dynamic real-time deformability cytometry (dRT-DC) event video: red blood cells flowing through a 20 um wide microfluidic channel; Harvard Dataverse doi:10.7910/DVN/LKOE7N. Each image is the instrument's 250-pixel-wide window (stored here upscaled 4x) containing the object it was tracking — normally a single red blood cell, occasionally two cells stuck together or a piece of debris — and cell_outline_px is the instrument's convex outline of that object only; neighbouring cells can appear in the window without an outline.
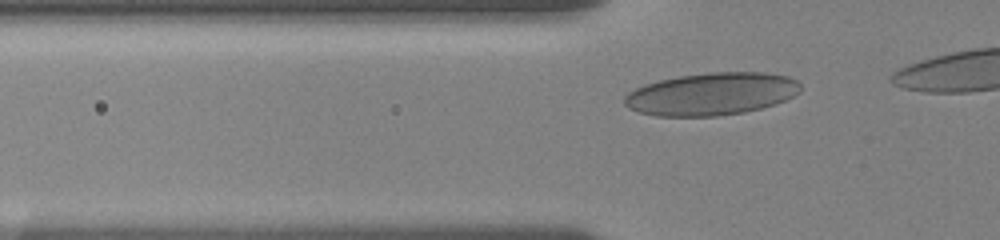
{"species": "human", "species_latin": "Homo sapiens", "temperature_condition": "room temperature", "stored_images_in_passage": 8, "camera_frame_rate_fps": 3000, "um_per_image_px": 0.085, "donor": {"sex": "female"}, "frame": {"image": 1, "passage_image": 3, "time_ms": 0.667, "image_size_px": [1000, 240], "cell_outline_px": [[800, 92], [776, 104], [744, 112], [716, 116], [656, 116], [640, 112], [628, 108], [624, 104], [624, 96], [628, 92], [644, 84], [660, 80], [680, 76], [712, 72], [764, 72], [788, 76], [796, 80], [800, 84]], "centroid_in_image_um": [60.47, 7.98], "position_along_channel_um": 65.3, "area_um2": 43.58}}
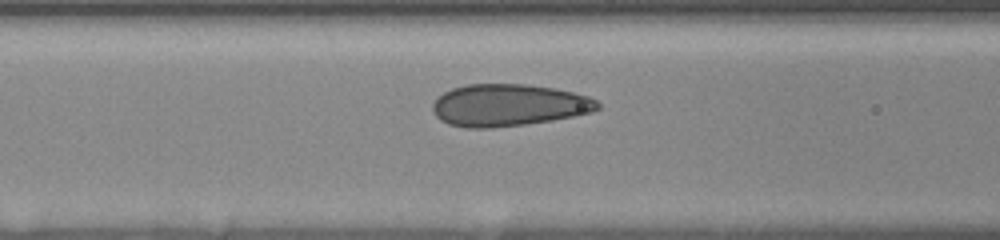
{"frame": {"image": 2, "passage_image": 6, "time_ms": 2.333, "image_size_px": [1000, 240], "cell_outline_px": [[600, 108], [592, 112], [576, 116], [552, 120], [524, 124], [488, 128], [464, 128], [448, 124], [440, 120], [436, 116], [432, 108], [432, 104], [444, 92], [452, 88], [468, 84], [524, 84], [556, 88], [588, 96], [596, 100], [600, 104]], "centroid_in_image_um": [43.23, 8.94], "position_along_channel_um": 123.4, "area_um2": 40.52}}